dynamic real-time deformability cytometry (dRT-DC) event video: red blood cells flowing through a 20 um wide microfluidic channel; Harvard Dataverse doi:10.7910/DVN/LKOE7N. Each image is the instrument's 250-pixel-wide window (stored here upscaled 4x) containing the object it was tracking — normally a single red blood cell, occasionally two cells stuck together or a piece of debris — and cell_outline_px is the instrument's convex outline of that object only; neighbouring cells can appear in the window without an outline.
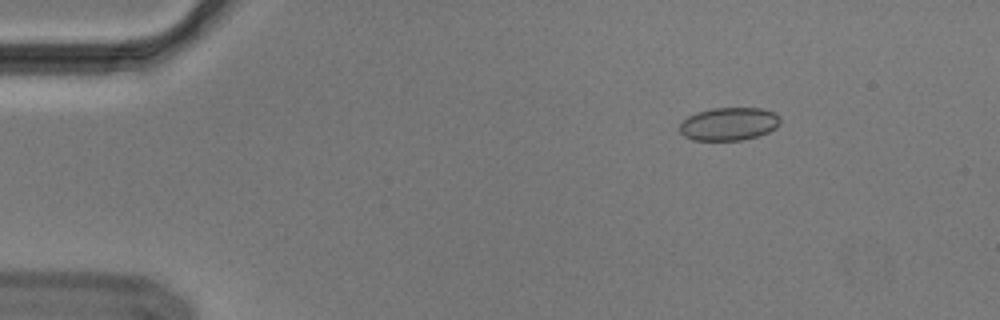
{"species": "Egyptian fruit bat (a non-hibernating species)", "species_latin": "Rousettus aegyptiacus", "temperature_condition": "cold", "stored_images_in_passage": 49, "segment_of_instrument_passage": [1, 2], "camera_frame_rate_fps": 3000, "um_per_image_px": 0.085, "animal": {"sex": "male"}, "frame": {"image": 1, "passage_image": 2, "time_ms": 0.333, "image_size_px": [1000, 320], "cell_outline_px": [[780, 124], [776, 128], [768, 132], [744, 140], [692, 140], [684, 136], [680, 132], [680, 124], [688, 116], [696, 112], [712, 108], [760, 108], [772, 112], [780, 116]], "centroid_in_image_um": [61.95, 10.53], "position_along_channel_um": 23.0, "area_um2": 19.36}}
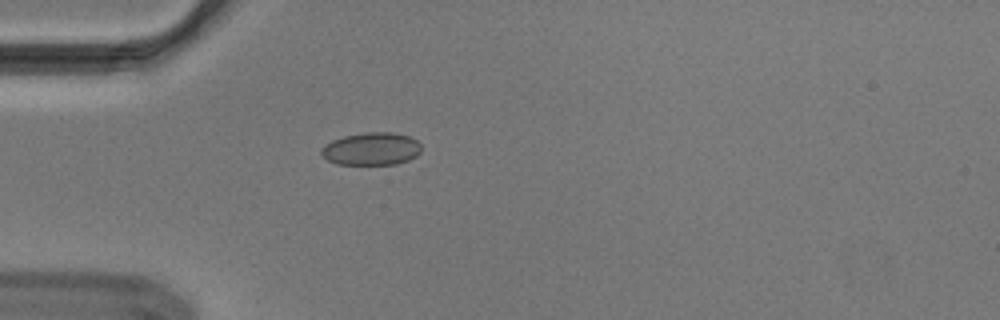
{"frame": {"image": 2, "passage_image": 10, "time_ms": 3.0, "image_size_px": [1000, 320], "cell_outline_px": [[420, 152], [416, 156], [408, 160], [396, 164], [336, 164], [328, 160], [320, 152], [320, 148], [324, 144], [332, 140], [344, 136], [364, 132], [392, 132], [408, 136], [416, 140], [420, 144]], "centroid_in_image_um": [31.55, 12.65], "position_along_channel_um": 53.5, "area_um2": 19.07}}
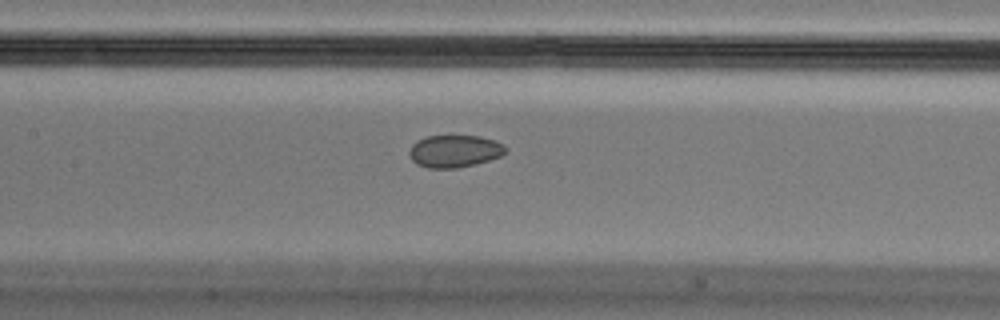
{"frame": {"image": 3, "passage_image": 20, "time_ms": 6.333, "image_size_px": [1000, 320], "cell_outline_px": [[508, 148], [500, 156], [476, 164], [456, 168], [428, 168], [416, 164], [412, 160], [408, 152], [412, 144], [416, 140], [428, 136], [480, 136], [496, 140], [504, 144]], "centroid_in_image_um": [38.63, 12.84], "position_along_channel_um": 168.8, "area_um2": 18.26}}